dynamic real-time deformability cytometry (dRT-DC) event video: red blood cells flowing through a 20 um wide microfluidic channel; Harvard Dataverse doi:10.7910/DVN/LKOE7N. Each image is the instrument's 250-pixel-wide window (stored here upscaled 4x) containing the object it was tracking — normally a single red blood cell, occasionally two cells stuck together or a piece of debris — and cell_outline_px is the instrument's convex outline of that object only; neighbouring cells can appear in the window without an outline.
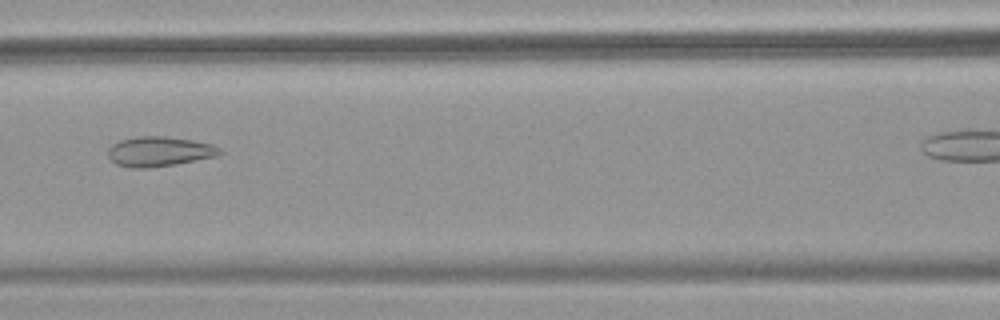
{"species": "common noctule bat (a hibernating species)", "species_latin": "Nyctalus noctula", "temperature_condition": "warm", "stored_images_in_passage": 36, "camera_frame_rate_fps": 3000, "um_per_image_px": 0.085, "animal": {"sex": "female", "body_mass_g": 18.4}, "frame": {"image": 1, "passage_image": 16, "time_ms": 5.0, "image_size_px": [1000, 320], "cell_outline_px": [[224, 152], [216, 156], [176, 164], [148, 168], [132, 168], [116, 164], [108, 156], [108, 148], [112, 144], [120, 140], [136, 136], [164, 136], [192, 140], [212, 144], [220, 148]], "centroid_in_image_um": [13.53, 12.87], "position_along_channel_um": 153.1, "area_um2": 19.48}}
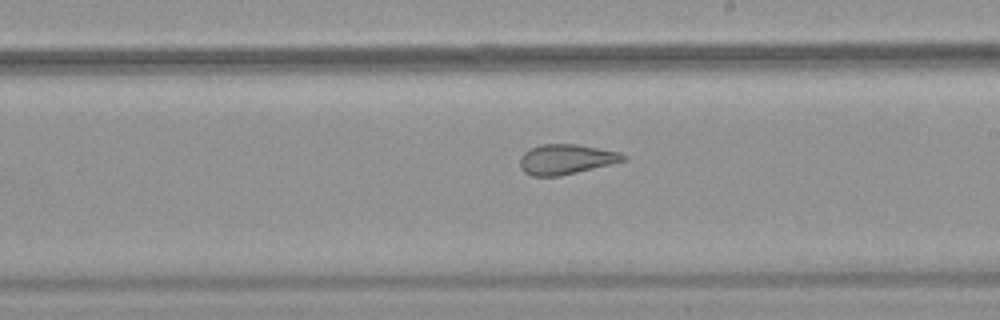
{"frame": {"image": 2, "passage_image": 23, "time_ms": 7.333, "image_size_px": [1000, 320], "cell_outline_px": [[628, 160], [560, 176], [532, 176], [524, 172], [520, 168], [520, 156], [524, 152], [540, 144], [576, 144], [620, 152], [628, 156]], "centroid_in_image_um": [48.13, 13.54], "position_along_channel_um": 240.9, "area_um2": 18.15}}
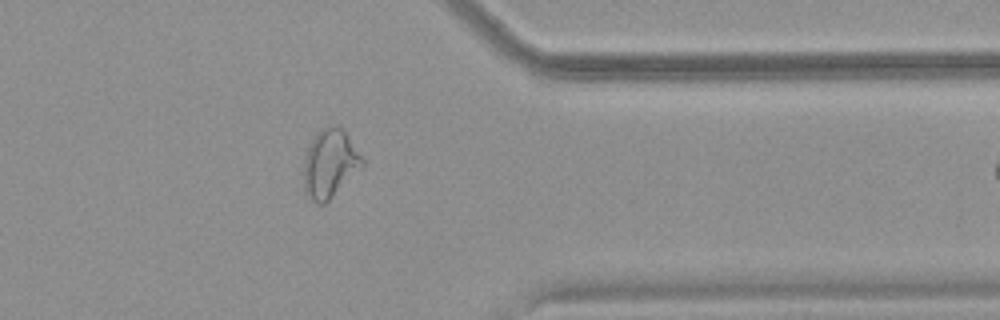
{"frame": {"image": 3, "passage_image": 35, "time_ms": 11.333, "image_size_px": [1000, 320], "cell_outline_px": [[364, 164], [324, 204], [316, 204], [304, 192], [304, 156], [316, 132], [320, 128], [332, 124], [340, 128], [344, 132], [364, 160]], "centroid_in_image_um": [27.99, 13.9], "position_along_channel_um": 383.4, "area_um2": 22.83}}